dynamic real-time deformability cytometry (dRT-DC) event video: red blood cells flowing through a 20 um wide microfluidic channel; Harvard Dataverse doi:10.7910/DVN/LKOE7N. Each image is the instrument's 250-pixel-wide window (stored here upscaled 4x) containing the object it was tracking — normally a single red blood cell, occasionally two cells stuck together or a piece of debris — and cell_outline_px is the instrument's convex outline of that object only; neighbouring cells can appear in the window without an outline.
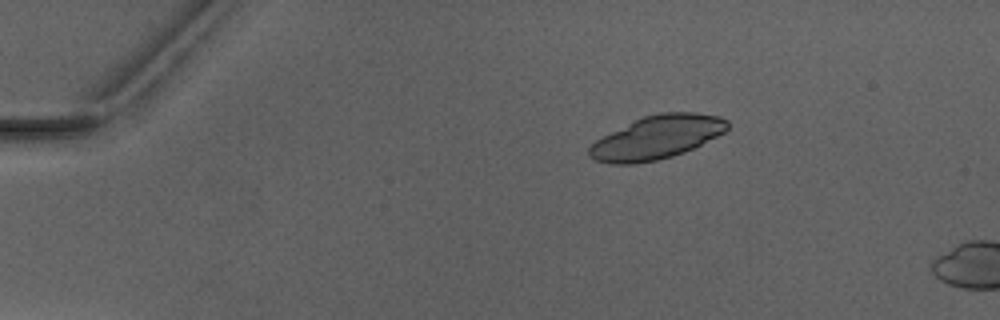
{"species": "Egyptian fruit bat (a non-hibernating species)", "species_latin": "Rousettus aegyptiacus", "temperature_condition": "warm", "stored_images_in_passage": 5, "camera_frame_rate_fps": 3000, "um_per_image_px": 0.085, "animal": {"sex": "male"}, "frame": {"image": 1, "passage_image": 2, "time_ms": 1.333, "image_size_px": [1000, 320], "cell_outline_px": [[728, 128], [724, 132], [684, 152], [672, 156], [656, 160], [636, 164], [612, 164], [596, 160], [588, 156], [588, 148], [596, 140], [644, 116], [660, 112], [696, 112], [720, 116], [728, 120]], "centroid_in_image_um": [55.84, 11.68], "position_along_channel_um": 29.2, "area_um2": 34.51}}